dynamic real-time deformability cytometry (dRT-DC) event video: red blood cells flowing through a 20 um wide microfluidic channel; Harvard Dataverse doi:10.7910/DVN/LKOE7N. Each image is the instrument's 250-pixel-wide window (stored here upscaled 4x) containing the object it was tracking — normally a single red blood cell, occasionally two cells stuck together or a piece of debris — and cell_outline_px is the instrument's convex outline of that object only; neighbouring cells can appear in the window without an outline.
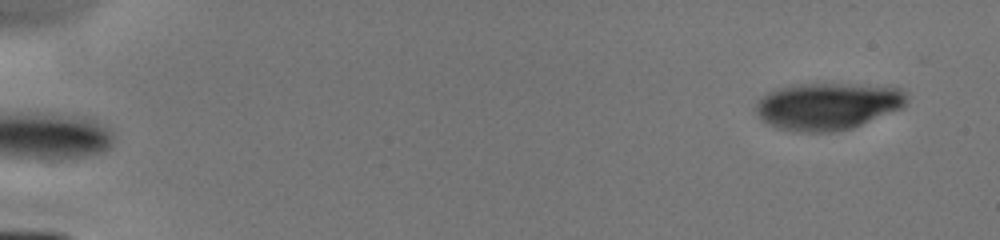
{"species": "human", "species_latin": "Homo sapiens", "temperature_condition": "cold", "stored_images_in_passage": 2, "camera_frame_rate_fps": 3000, "um_per_image_px": 0.085, "donor": {"sex": "male"}, "frame": {"image": 1, "passage_image": 2, "time_ms": 1.0, "image_size_px": [1000, 240], "cell_outline_px": [[908, 100], [904, 108], [852, 128], [832, 132], [800, 132], [776, 128], [768, 124], [756, 112], [756, 104], [768, 92], [780, 88], [796, 84], [840, 84], [900, 88], [908, 96]], "centroid_in_image_um": [70.38, 9.04], "position_along_channel_um": 14.6, "area_um2": 41.15}}